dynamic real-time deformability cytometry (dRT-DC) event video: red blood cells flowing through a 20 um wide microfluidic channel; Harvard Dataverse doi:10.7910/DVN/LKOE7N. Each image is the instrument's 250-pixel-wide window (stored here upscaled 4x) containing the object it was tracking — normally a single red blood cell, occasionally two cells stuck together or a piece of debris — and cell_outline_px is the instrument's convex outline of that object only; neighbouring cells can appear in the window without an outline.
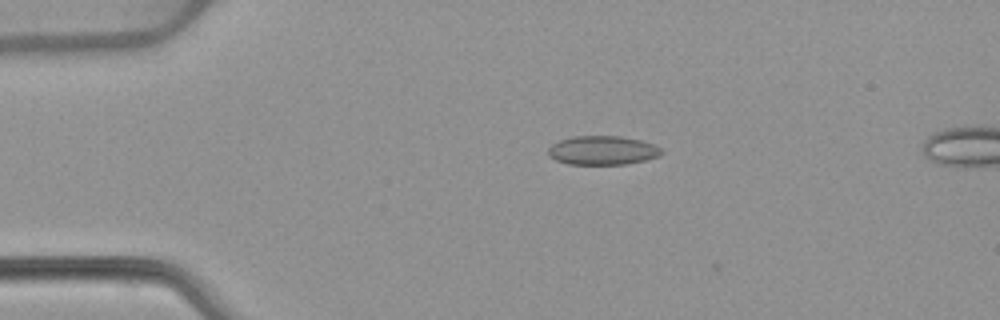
{"species": "common noctule bat (a hibernating species)", "species_latin": "Nyctalus noctula", "temperature_condition": "warm", "stored_images_in_passage": 4, "camera_frame_rate_fps": 3000, "um_per_image_px": 0.085, "animal": {"sex": "female", "body_mass_g": 22.7, "forearm_length_mm": 54.2}, "frame": {"image": 1, "passage_image": 1, "time_ms": 0.0, "image_size_px": [1000, 320], "cell_outline_px": [[664, 152], [660, 156], [628, 164], [568, 164], [556, 160], [548, 156], [548, 148], [552, 144], [560, 140], [572, 136], [620, 136], [640, 140], [656, 144]], "centroid_in_image_um": [51.23, 12.78], "position_along_channel_um": 33.8, "area_um2": 19.25}}